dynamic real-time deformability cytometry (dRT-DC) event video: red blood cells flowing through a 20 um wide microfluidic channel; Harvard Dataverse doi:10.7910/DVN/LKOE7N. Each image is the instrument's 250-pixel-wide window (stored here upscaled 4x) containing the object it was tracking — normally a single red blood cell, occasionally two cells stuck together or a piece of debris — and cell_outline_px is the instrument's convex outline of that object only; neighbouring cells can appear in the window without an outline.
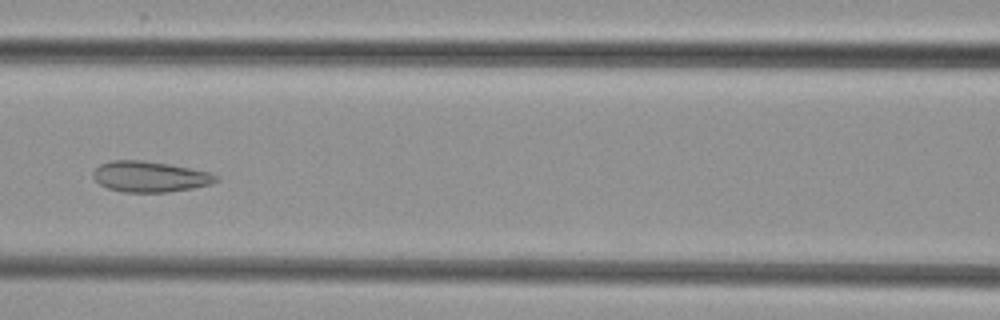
{"species": "common noctule bat (a hibernating species)", "species_latin": "Nyctalus noctula", "temperature_condition": "cold", "stored_images_in_passage": 5, "camera_frame_rate_fps": 3000, "um_per_image_px": 0.085, "animal": {"sex": "female", "body_mass_g": 29.2, "forearm_length_mm": 56.3}, "frame": {"image": 1, "passage_image": 5, "time_ms": 5.667, "image_size_px": [1000, 320], "cell_outline_px": [[220, 180], [208, 184], [192, 188], [168, 192], [124, 192], [108, 188], [100, 184], [92, 176], [92, 172], [100, 164], [112, 160], [144, 160], [168, 164], [212, 172], [220, 176]], "centroid_in_image_um": [12.76, 15.01], "position_along_channel_um": 153.8, "area_um2": 22.08}}